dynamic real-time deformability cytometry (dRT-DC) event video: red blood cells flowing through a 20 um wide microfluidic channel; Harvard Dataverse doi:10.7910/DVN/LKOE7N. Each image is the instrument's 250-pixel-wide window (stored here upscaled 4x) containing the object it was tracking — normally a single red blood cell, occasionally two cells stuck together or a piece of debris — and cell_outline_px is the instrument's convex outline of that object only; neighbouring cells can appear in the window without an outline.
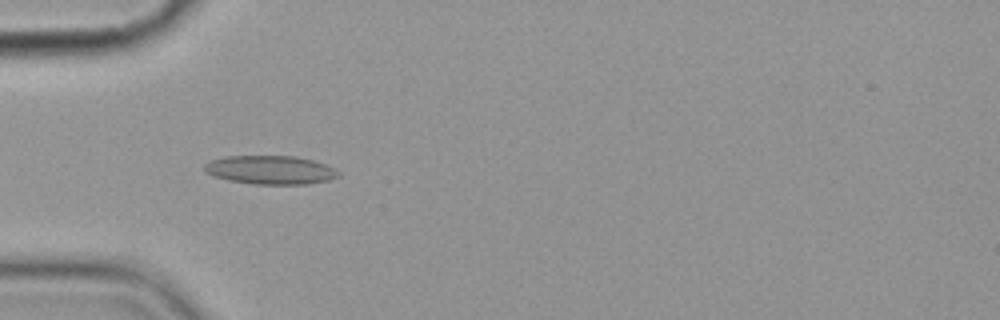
{"species": "common noctule bat (a hibernating species)", "species_latin": "Nyctalus noctula", "temperature_condition": "cold", "stored_images_in_passage": 5, "camera_frame_rate_fps": 3000, "um_per_image_px": 0.085, "animal": {"sex": "female", "body_mass_g": 19.9}, "frame": {"image": 1, "passage_image": 4, "time_ms": 3.667, "image_size_px": [1000, 320], "cell_outline_px": [[340, 176], [328, 180], [308, 184], [256, 184], [228, 180], [212, 176], [204, 172], [204, 164], [212, 160], [224, 156], [296, 156], [312, 160], [324, 164], [340, 172]], "centroid_in_image_um": [22.95, 14.44], "position_along_channel_um": 62.0, "area_um2": 22.37}}
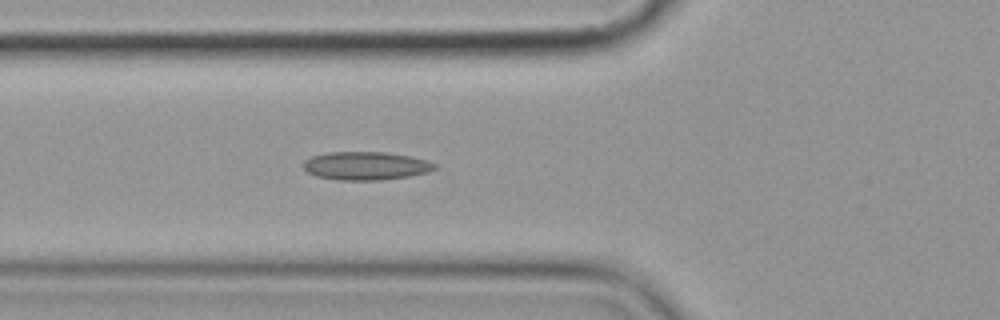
{"frame": {"image": 2, "passage_image": 5, "time_ms": 4.667, "image_size_px": [1000, 320], "cell_outline_px": [[436, 168], [428, 172], [408, 176], [380, 180], [336, 180], [316, 176], [308, 172], [304, 168], [304, 160], [312, 156], [328, 152], [384, 152], [408, 156], [424, 160], [436, 164]], "centroid_in_image_um": [31.06, 14.1], "position_along_channel_um": 94.7, "area_um2": 21.44}}